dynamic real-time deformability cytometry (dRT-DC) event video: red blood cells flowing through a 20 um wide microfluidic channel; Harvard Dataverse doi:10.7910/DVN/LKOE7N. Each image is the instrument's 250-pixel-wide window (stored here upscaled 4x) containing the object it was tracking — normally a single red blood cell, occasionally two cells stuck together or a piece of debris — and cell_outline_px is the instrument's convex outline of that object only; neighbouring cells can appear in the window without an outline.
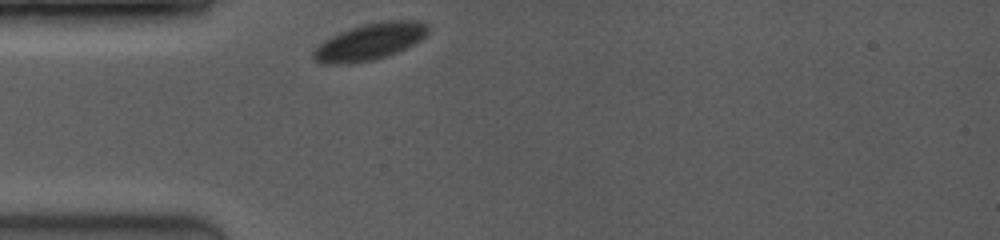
{"species": "common noctule bat (a hibernating species)", "species_latin": "Nyctalus noctula", "temperature_condition": "room temperature", "stored_images_in_passage": 12, "camera_frame_rate_fps": 3500, "um_per_image_px": 0.085, "animal": {"sex": "female", "body_mass_g": 19.0, "forearm_length_mm": 53.3}, "frame": {"image": 1, "passage_image": 1, "time_ms": 0.0, "image_size_px": [1000, 240], "cell_outline_px": [[428, 32], [420, 40], [396, 52], [372, 60], [348, 64], [320, 64], [312, 56], [312, 52], [324, 40], [348, 28], [364, 24], [388, 20], [420, 20], [428, 24]], "centroid_in_image_um": [31.42, 3.53], "position_along_channel_um": 53.6, "area_um2": 24.33}}
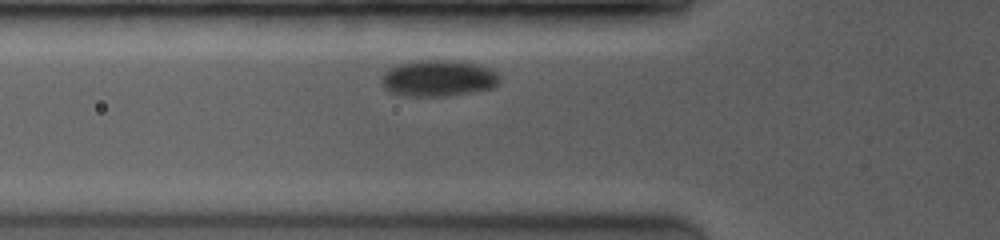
{"frame": {"image": 2, "passage_image": 6, "time_ms": 1.143, "image_size_px": [1000, 240], "cell_outline_px": [[500, 84], [492, 88], [472, 92], [448, 96], [408, 96], [392, 92], [384, 88], [384, 72], [388, 68], [400, 64], [420, 60], [452, 60], [480, 64], [496, 72], [500, 76]], "centroid_in_image_um": [37.33, 6.65], "position_along_channel_um": 88.5, "area_um2": 24.97}}